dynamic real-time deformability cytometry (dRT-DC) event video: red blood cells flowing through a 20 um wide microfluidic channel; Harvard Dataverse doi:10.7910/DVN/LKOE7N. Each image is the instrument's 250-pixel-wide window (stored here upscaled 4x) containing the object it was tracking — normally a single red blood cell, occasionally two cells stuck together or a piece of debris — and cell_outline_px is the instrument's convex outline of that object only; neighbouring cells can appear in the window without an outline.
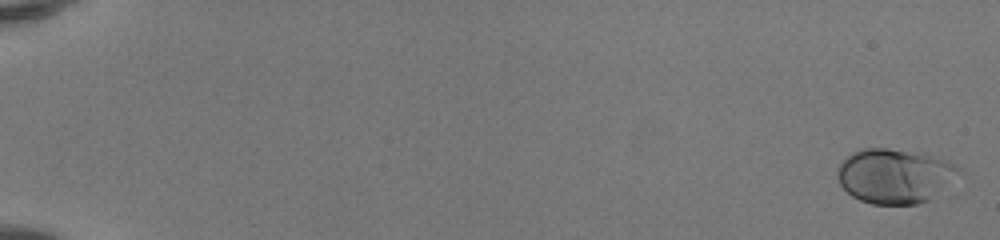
{"species": "human", "species_latin": "Homo sapiens", "temperature_condition": "room temperature", "stored_images_in_passage": 51, "camera_frame_rate_fps": 3000, "um_per_image_px": 0.085, "donor": {"sex": "female"}, "frame": {"image": 1, "passage_image": 1, "time_ms": 0.0, "image_size_px": [1000, 240], "cell_outline_px": [[956, 168], [932, 200], [916, 204], [872, 204], [860, 200], [852, 196], [840, 184], [836, 176], [836, 172], [840, 164], [852, 152], [864, 148], [888, 148], [924, 152], [948, 160]], "centroid_in_image_um": [75.94, 14.94], "position_along_channel_um": 9.1, "area_um2": 37.97}}
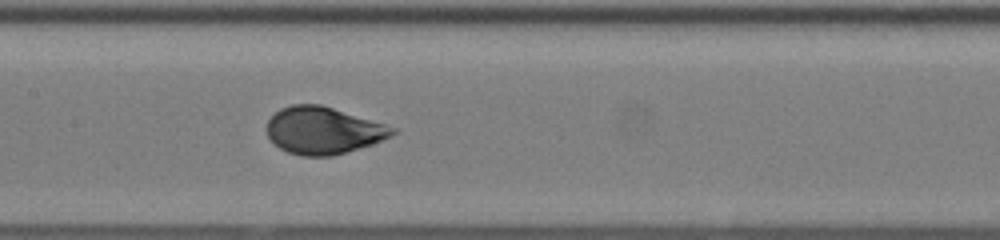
{"frame": {"image": 2, "passage_image": 28, "time_ms": 9.0, "image_size_px": [1000, 240], "cell_outline_px": [[400, 132], [392, 136], [372, 144], [332, 156], [304, 156], [288, 152], [280, 148], [268, 136], [268, 120], [280, 108], [292, 104], [320, 104], [400, 128]], "centroid_in_image_um": [27.54, 11.08], "position_along_channel_um": 179.9, "area_um2": 34.51}}
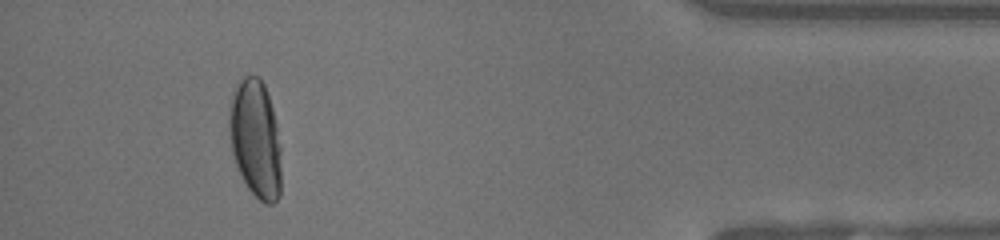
{"frame": {"image": 3, "passage_image": 48, "time_ms": 15.667, "image_size_px": [1000, 240], "cell_outline_px": [[280, 196], [272, 204], [268, 204], [260, 200], [248, 188], [236, 164], [232, 152], [228, 132], [228, 112], [232, 92], [236, 84], [244, 76], [260, 76], [264, 84], [272, 108], [280, 148]], "centroid_in_image_um": [21.68, 11.77], "position_along_channel_um": 413.5, "area_um2": 35.72}, "authors_computed_cell_mechanics": {"area_um2": 35.0268, "velocity_mm_per_s": 4.1449, "shape_relaxation_time_tau1_ms": 3.8124, "shape_relaxation_time_tau2_ms": null, "deformation_change_tau1": 0.1747, "deformation_change_tau2": null}}